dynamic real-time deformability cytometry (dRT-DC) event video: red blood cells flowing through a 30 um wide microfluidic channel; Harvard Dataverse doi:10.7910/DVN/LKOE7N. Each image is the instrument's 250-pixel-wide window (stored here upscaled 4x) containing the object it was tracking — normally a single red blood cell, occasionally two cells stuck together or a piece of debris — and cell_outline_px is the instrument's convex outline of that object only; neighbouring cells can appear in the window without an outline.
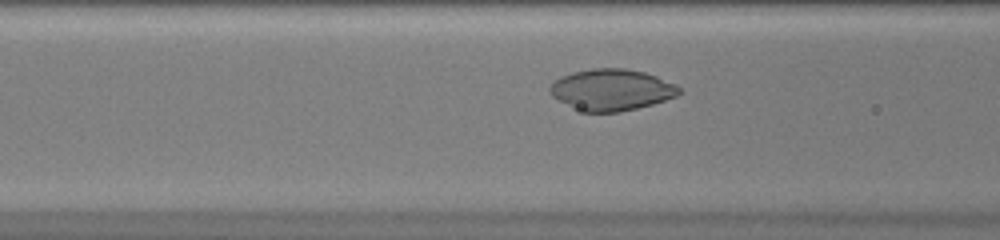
{"species": "common noctule bat (a hibernating species)", "species_latin": "Nyctalus noctula", "temperature_condition": "warm", "stored_images_in_passage": 34, "camera_frame_rate_fps": 3000, "um_per_image_px": 0.085, "animal": {"sex": "female", "body_mass_g": 20.0, "forearm_length_mm": 54.0}, "frame": {"image": 1, "passage_image": 11, "time_ms": 3.333, "image_size_px": [1000, 240], "cell_outline_px": [[684, 92], [676, 96], [652, 104], [620, 112], [584, 112], [572, 108], [552, 96], [548, 92], [548, 88], [560, 76], [572, 72], [592, 68], [624, 68], [644, 72], [656, 76], [676, 84]], "centroid_in_image_um": [51.97, 7.63], "position_along_channel_um": 114.6, "area_um2": 31.33}}
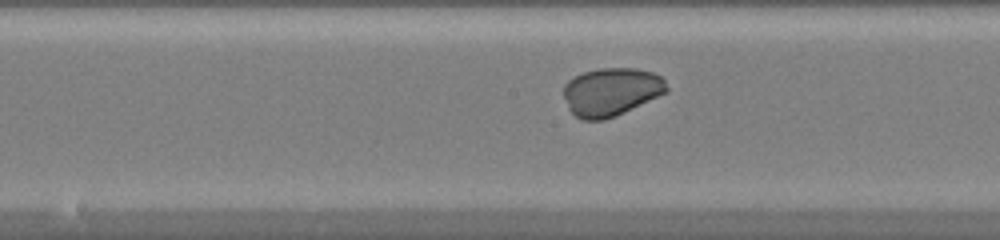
{"frame": {"image": 2, "passage_image": 17, "time_ms": 5.333, "image_size_px": [1000, 240], "cell_outline_px": [[668, 92], [616, 116], [604, 120], [584, 120], [576, 116], [568, 108], [564, 96], [564, 84], [568, 80], [584, 72], [600, 68], [636, 68], [652, 72], [660, 76], [664, 80], [668, 88]], "centroid_in_image_um": [51.96, 7.8], "position_along_channel_um": 196.2, "area_um2": 28.9}}
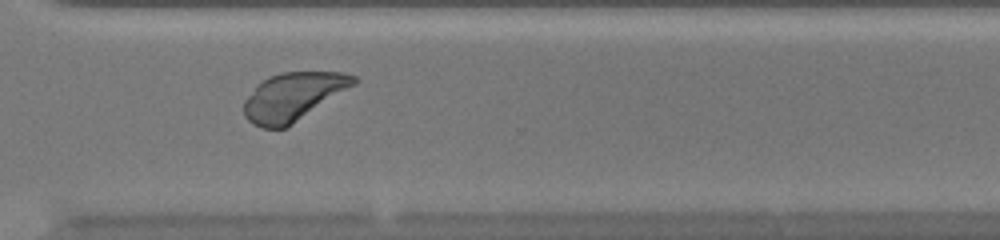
{"frame": {"image": 3, "passage_image": 28, "time_ms": 9.0, "image_size_px": [1000, 240], "cell_outline_px": [[356, 84], [292, 124], [284, 128], [260, 128], [252, 124], [244, 116], [244, 100], [256, 84], [268, 76], [280, 72], [344, 72], [356, 76]], "centroid_in_image_um": [24.88, 8.2], "position_along_channel_um": 345.7, "area_um2": 30.75}}